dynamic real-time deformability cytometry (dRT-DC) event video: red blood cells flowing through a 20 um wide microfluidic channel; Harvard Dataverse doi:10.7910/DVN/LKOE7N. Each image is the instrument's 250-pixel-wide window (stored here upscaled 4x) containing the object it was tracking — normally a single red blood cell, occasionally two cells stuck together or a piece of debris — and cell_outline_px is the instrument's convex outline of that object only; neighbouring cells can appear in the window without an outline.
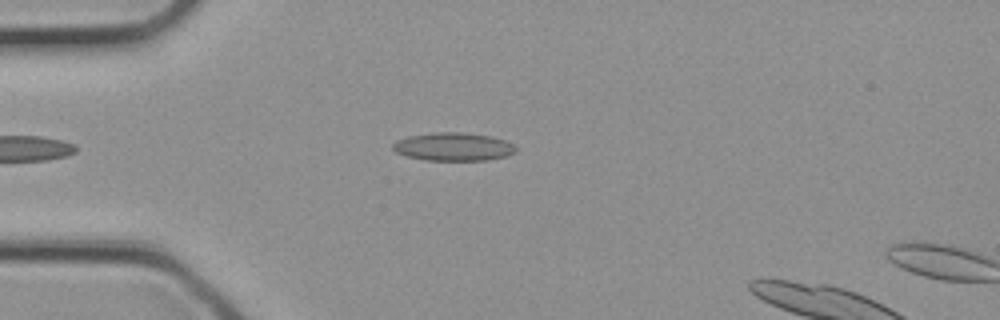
{"species": "common noctule bat (a hibernating species)", "species_latin": "Nyctalus noctula", "temperature_condition": "cold", "stored_images_in_passage": 27, "camera_frame_rate_fps": 3000, "um_per_image_px": 0.085, "animal": {"sex": "female", "body_mass_g": 21.9}, "frame": {"image": 1, "passage_image": 6, "time_ms": 1.667, "image_size_px": [1000, 320], "cell_outline_px": [[516, 152], [508, 156], [488, 160], [424, 160], [408, 156], [396, 152], [392, 148], [392, 144], [396, 140], [408, 136], [432, 132], [464, 132], [492, 136], [504, 140], [512, 144], [516, 148]], "centroid_in_image_um": [38.54, 12.46], "position_along_channel_um": 46.5, "area_um2": 20.35}}
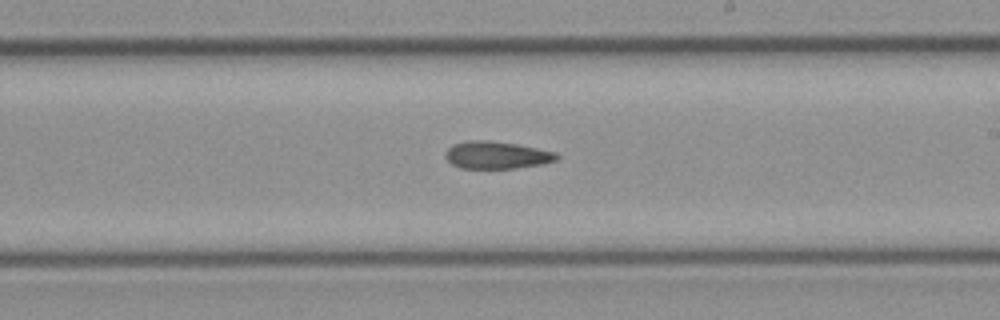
{"frame": {"image": 2, "passage_image": 16, "time_ms": 5.0, "image_size_px": [1000, 320], "cell_outline_px": [[560, 156], [556, 160], [540, 164], [516, 168], [460, 168], [452, 164], [444, 156], [444, 152], [452, 144], [468, 140], [488, 140], [516, 144], [556, 152]], "centroid_in_image_um": [42.17, 13.17], "position_along_channel_um": 246.8, "area_um2": 17.74}}
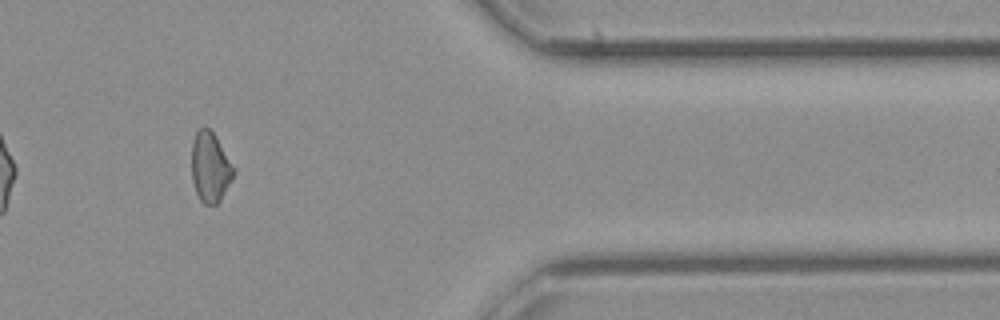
{"frame": {"image": 3, "passage_image": 24, "time_ms": 7.667, "image_size_px": [1000, 320], "cell_outline_px": [[236, 172], [232, 180], [220, 200], [216, 204], [204, 204], [200, 200], [196, 192], [192, 180], [192, 140], [196, 132], [200, 128], [208, 128], [216, 136], [236, 168]], "centroid_in_image_um": [17.89, 14.21], "position_along_channel_um": 393.5, "area_um2": 17.28}}